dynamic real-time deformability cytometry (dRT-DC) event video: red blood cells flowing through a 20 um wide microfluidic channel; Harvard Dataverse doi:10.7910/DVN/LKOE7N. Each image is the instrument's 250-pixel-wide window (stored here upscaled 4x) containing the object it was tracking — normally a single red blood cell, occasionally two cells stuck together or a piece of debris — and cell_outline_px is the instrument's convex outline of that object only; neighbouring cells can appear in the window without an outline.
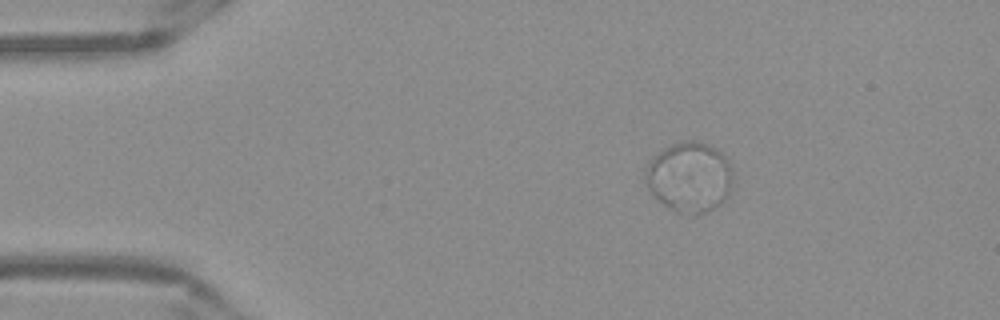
{"species": "Egyptian fruit bat (a non-hibernating species)", "species_latin": "Rousettus aegyptiacus", "temperature_condition": "warm", "stored_images_in_passage": 45, "camera_frame_rate_fps": 3000, "um_per_image_px": 0.085, "frame": {"image": 1, "passage_image": 1, "time_ms": 0.0, "image_size_px": [1000, 320], "cell_outline_px": [[732, 180], [728, 196], [720, 204], [704, 212], [692, 216], [676, 212], [664, 204], [648, 188], [644, 180], [644, 176], [648, 160], [652, 156], [664, 148], [672, 144], [684, 140], [700, 140], [724, 152], [728, 156], [732, 168]], "centroid_in_image_um": [58.62, 15.01], "position_along_channel_um": 26.4, "area_um2": 36.36}}
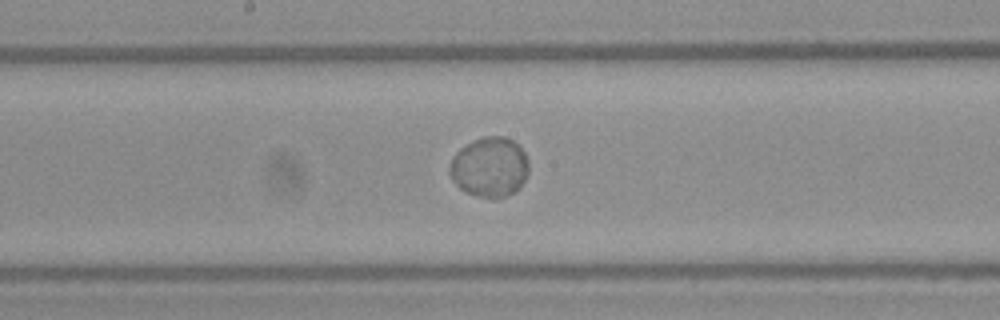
{"frame": {"image": 2, "passage_image": 20, "time_ms": 6.333, "image_size_px": [1000, 320], "cell_outline_px": [[528, 176], [520, 188], [516, 192], [504, 196], [480, 196], [468, 192], [460, 188], [452, 180], [448, 172], [448, 168], [452, 156], [460, 148], [484, 136], [504, 136], [520, 144], [528, 160]], "centroid_in_image_um": [41.63, 14.18], "position_along_channel_um": 206.6, "area_um2": 27.63}}
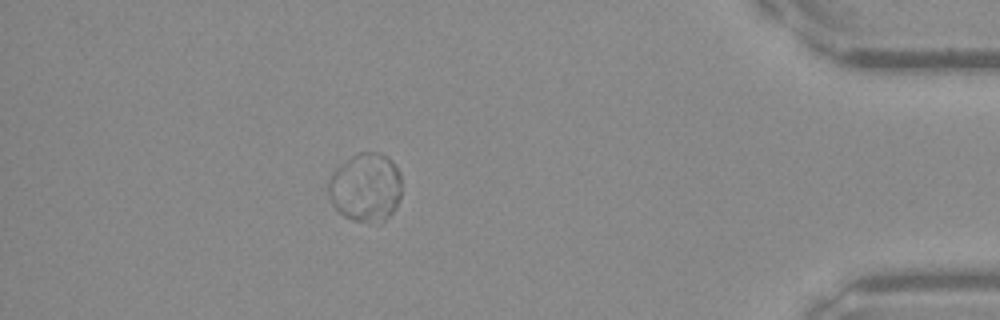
{"frame": {"image": 3, "passage_image": 39, "time_ms": 12.667, "image_size_px": [1000, 320], "cell_outline_px": [[400, 196], [396, 208], [384, 220], [352, 220], [344, 216], [332, 204], [328, 192], [328, 184], [336, 168], [340, 164], [352, 156], [360, 152], [380, 152], [388, 156], [392, 160], [400, 172]], "centroid_in_image_um": [31.09, 15.88], "position_along_channel_um": 404.1, "area_um2": 29.02}, "authors_computed_cell_mechanics": {"area_um2": 28.5532, "velocity_mm_per_s": 3.8241, "shape_relaxation_time_tau1_ms": 2.0234, "shape_relaxation_time_tau2_ms": null, "deformation_change_tau1": 0.0103, "deformation_change_tau2": null}}